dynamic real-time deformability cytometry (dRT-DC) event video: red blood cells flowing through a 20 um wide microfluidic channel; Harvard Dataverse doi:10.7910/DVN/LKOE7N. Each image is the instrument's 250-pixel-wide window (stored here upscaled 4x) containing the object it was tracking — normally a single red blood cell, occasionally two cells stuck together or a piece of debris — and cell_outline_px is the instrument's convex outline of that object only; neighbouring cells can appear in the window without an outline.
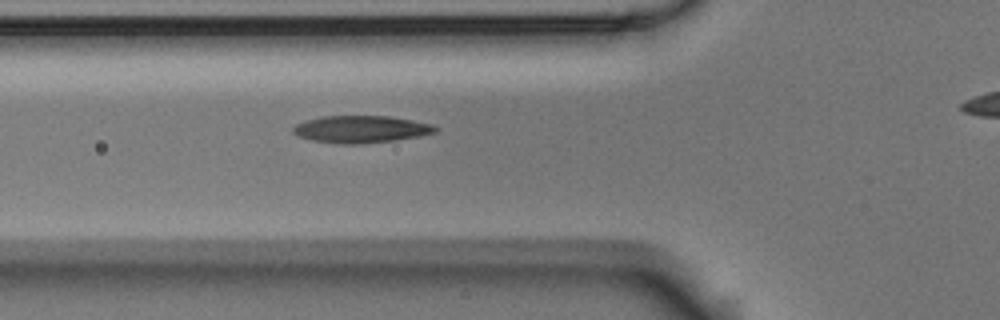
{"species": "Egyptian fruit bat (a non-hibernating species)", "species_latin": "Rousettus aegyptiacus", "temperature_condition": "room temperature", "stored_images_in_passage": 3, "segment_of_instrument_passage": [1, 2], "camera_frame_rate_fps": 3000, "um_per_image_px": 0.085, "animal": {"sex": "male"}, "frame": {"image": 1, "passage_image": 2, "time_ms": 0.333, "image_size_px": [1000, 320], "cell_outline_px": [[440, 128], [436, 132], [396, 140], [360, 144], [340, 144], [312, 140], [300, 136], [292, 132], [292, 128], [296, 124], [320, 116], [388, 116], [412, 120], [432, 124]], "centroid_in_image_um": [30.69, 10.98], "position_along_channel_um": 95.1, "area_um2": 22.43}}